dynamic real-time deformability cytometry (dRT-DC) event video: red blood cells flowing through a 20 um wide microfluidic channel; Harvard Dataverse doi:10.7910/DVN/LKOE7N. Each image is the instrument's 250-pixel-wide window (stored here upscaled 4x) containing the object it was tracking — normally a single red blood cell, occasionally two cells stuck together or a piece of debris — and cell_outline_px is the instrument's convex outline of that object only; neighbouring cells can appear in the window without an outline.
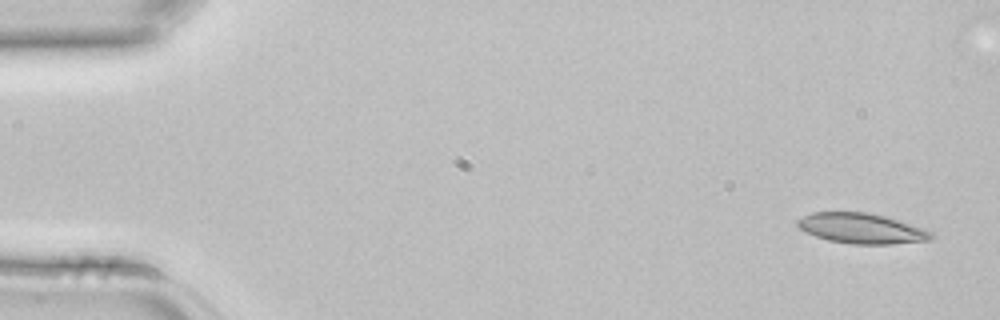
{"species": "common noctule bat (a hibernating species)", "species_latin": "Nyctalus noctula", "temperature_condition": "room temperature", "stored_images_in_passage": 4, "camera_frame_rate_fps": 3000, "um_per_image_px": 0.085, "animal": {"sex": "female", "body_mass_g": 22.7, "forearm_length_mm": 54.2}, "frame": {"image": 1, "passage_image": 1, "time_ms": 0.0, "image_size_px": [1000, 320], "cell_outline_px": [[936, 236], [932, 240], [888, 244], [852, 244], [828, 240], [804, 232], [796, 224], [796, 220], [812, 212], [868, 212], [884, 216], [928, 228]], "centroid_in_image_um": [73.28, 19.41], "position_along_channel_um": 11.7, "area_um2": 23.87}}
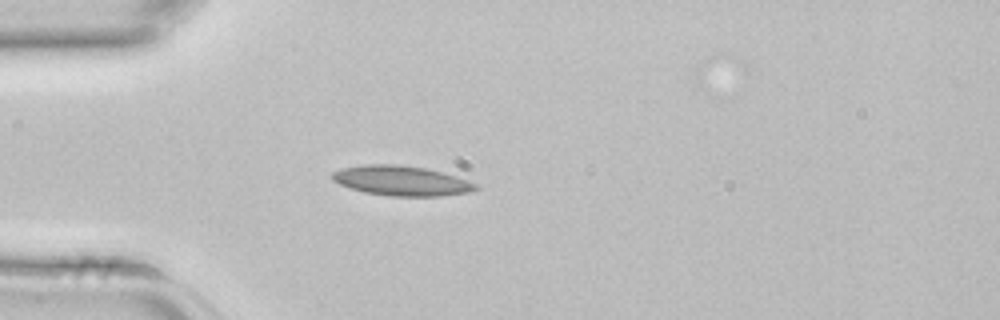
{"frame": {"image": 2, "passage_image": 4, "time_ms": 1.0, "image_size_px": [1000, 320], "cell_outline_px": [[480, 188], [472, 192], [444, 196], [392, 196], [364, 192], [340, 184], [332, 180], [328, 176], [332, 172], [340, 168], [364, 164], [396, 164], [424, 168], [456, 176], [476, 184]], "centroid_in_image_um": [34.1, 15.36], "position_along_channel_um": 50.9, "area_um2": 25.09}}